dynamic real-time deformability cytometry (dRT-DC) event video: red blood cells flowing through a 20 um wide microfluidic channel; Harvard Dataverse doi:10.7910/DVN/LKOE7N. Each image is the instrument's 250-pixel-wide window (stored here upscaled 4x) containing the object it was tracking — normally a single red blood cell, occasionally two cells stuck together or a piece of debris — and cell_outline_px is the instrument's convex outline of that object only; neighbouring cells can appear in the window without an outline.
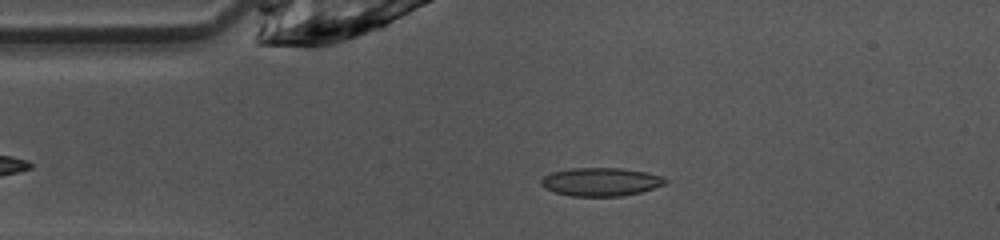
{"species": "common noctule bat (a hibernating species)", "species_latin": "Nyctalus noctula", "temperature_condition": "warm", "stored_images_in_passage": 47, "camera_frame_rate_fps": 3000, "um_per_image_px": 0.085, "animal": {"sex": "female", "body_mass_g": 10.0, "forearm_length_mm": 53.1}, "frame": {"image": 1, "passage_image": 9, "time_ms": 2.667, "image_size_px": [1000, 240], "cell_outline_px": [[668, 180], [664, 184], [640, 192], [624, 196], [572, 196], [556, 192], [540, 184], [540, 180], [544, 176], [552, 172], [572, 168], [624, 168], [664, 176]], "centroid_in_image_um": [51.09, 15.45], "position_along_channel_um": 33.9, "area_um2": 20.35}}
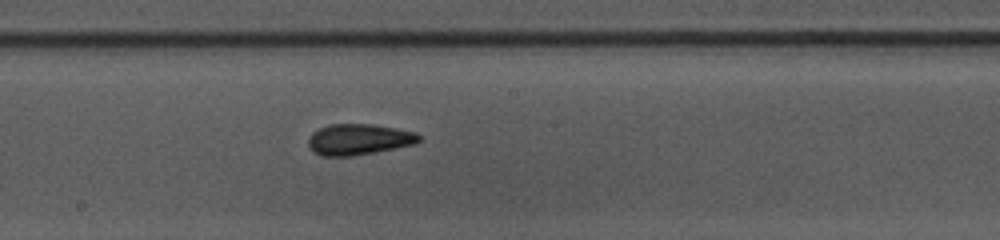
{"frame": {"image": 2, "passage_image": 24, "time_ms": 7.667, "image_size_px": [1000, 240], "cell_outline_px": [[420, 140], [416, 144], [376, 152], [352, 156], [324, 156], [316, 152], [308, 144], [308, 140], [312, 132], [328, 124], [372, 124], [396, 128], [416, 132], [420, 136]], "centroid_in_image_um": [30.53, 11.84], "position_along_channel_um": 217.7, "area_um2": 19.94}}
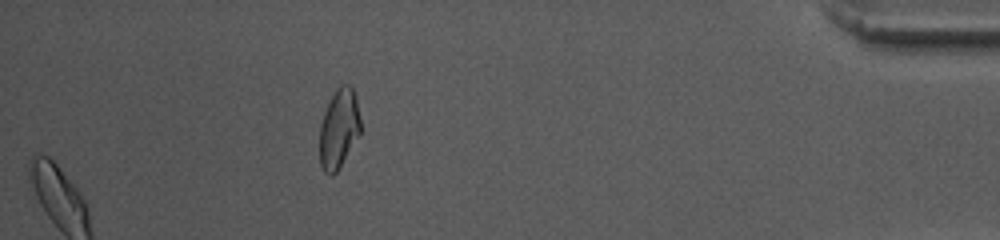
{"frame": {"image": 3, "passage_image": 42, "time_ms": 13.667, "image_size_px": [1000, 240], "cell_outline_px": [[360, 136], [336, 172], [332, 176], [324, 172], [320, 164], [320, 124], [324, 112], [336, 88], [340, 84], [348, 84], [352, 88], [356, 96], [360, 120]], "centroid_in_image_um": [28.81, 10.94], "position_along_channel_um": 406.4, "area_um2": 18.96}, "authors_computed_cell_mechanics": {"area_um2": 19.652, "velocity_mm_per_s": 4.1049, "shape_relaxation_time_tau1_ms": 8.2851, "shape_relaxation_time_tau2_ms": 2.1937, "deformation_change_tau1": 0.1843, "deformation_change_tau2": 0.0519}}